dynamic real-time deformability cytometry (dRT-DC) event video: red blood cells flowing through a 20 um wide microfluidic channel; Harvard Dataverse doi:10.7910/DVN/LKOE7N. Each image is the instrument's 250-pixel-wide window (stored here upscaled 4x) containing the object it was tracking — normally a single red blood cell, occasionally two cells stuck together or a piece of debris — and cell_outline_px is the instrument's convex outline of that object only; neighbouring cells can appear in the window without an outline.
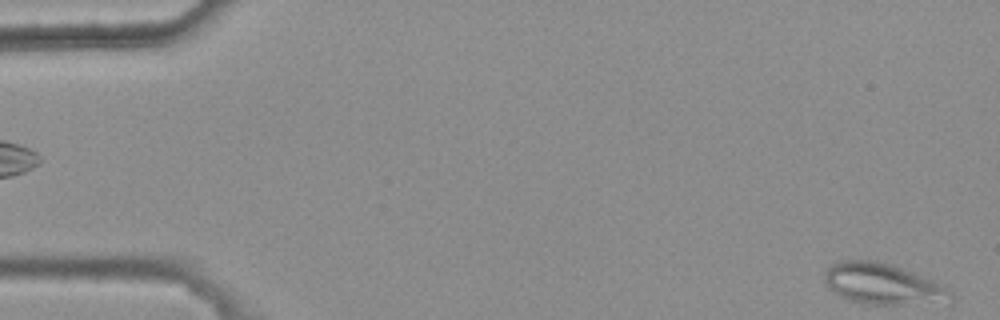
{"species": "common noctule bat (a hibernating species)", "species_latin": "Nyctalus noctula", "temperature_condition": "warm", "stored_images_in_passage": 5, "camera_frame_rate_fps": 3000, "um_per_image_px": 0.085, "animal": {"sex": "female", "body_mass_g": 25.1}, "frame": {"image": 1, "passage_image": 5, "time_ms": 1.333, "image_size_px": [1000, 320], "cell_outline_px": [[952, 296], [900, 304], [868, 304], [848, 300], [840, 296], [828, 288], [824, 280], [824, 272], [836, 260], [872, 260], [892, 264], [940, 284], [948, 288], [952, 292]], "centroid_in_image_um": [74.83, 24.08], "position_along_channel_um": 10.2, "area_um2": 28.9}}